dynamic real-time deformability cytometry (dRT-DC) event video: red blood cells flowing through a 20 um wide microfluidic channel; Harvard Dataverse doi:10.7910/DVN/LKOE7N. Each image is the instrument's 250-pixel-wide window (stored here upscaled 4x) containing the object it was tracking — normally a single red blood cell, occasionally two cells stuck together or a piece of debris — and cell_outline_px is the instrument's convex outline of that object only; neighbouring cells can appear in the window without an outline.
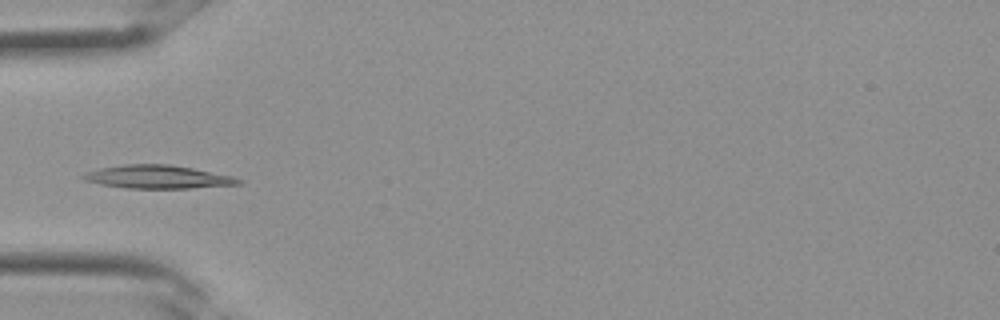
{"species": "Egyptian fruit bat (a non-hibernating species)", "species_latin": "Rousettus aegyptiacus", "temperature_condition": "room temperature", "stored_images_in_passage": 27, "camera_frame_rate_fps": 3000, "um_per_image_px": 0.085, "frame": {"image": 1, "passage_image": 6, "time_ms": 1.667, "image_size_px": [1000, 320], "cell_outline_px": [[244, 184], [188, 188], [124, 188], [100, 184], [84, 180], [80, 176], [88, 172], [100, 168], [124, 164], [168, 164], [192, 168], [232, 176], [244, 180]], "centroid_in_image_um": [13.43, 15.04], "position_along_channel_um": 71.6, "area_um2": 20.98}}
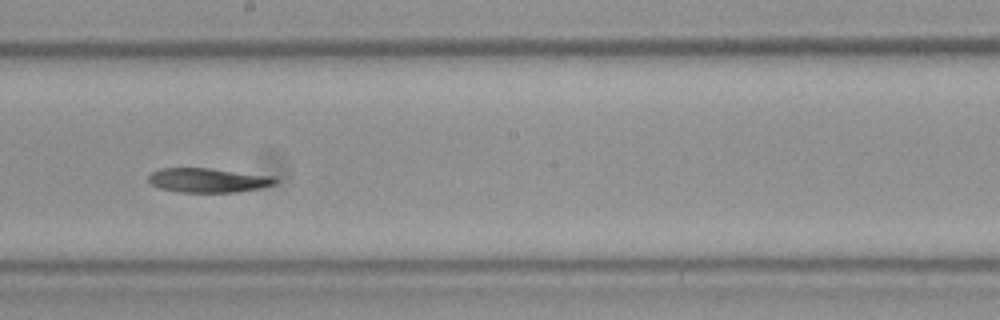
{"frame": {"image": 2, "passage_image": 14, "time_ms": 4.333, "image_size_px": [1000, 320], "cell_outline_px": [[276, 184], [260, 188], [236, 192], [180, 192], [160, 188], [152, 184], [148, 180], [148, 176], [152, 172], [160, 168], [208, 168], [276, 176]], "centroid_in_image_um": [17.71, 15.31], "position_along_channel_um": 230.5, "area_um2": 17.98}}
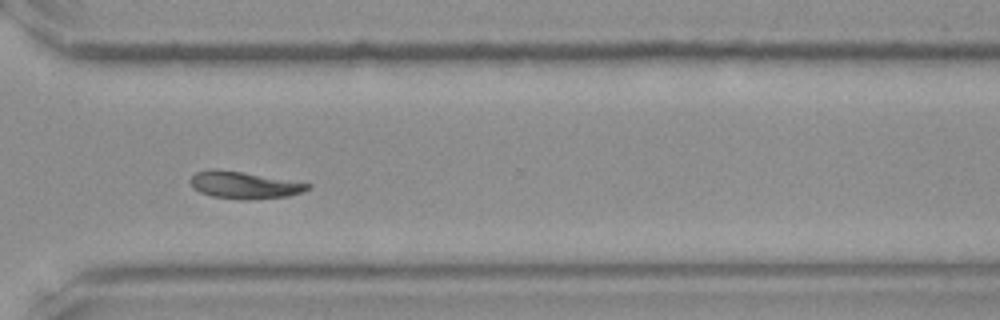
{"frame": {"image": 3, "passage_image": 20, "time_ms": 6.333, "image_size_px": [1000, 320], "cell_outline_px": [[312, 188], [288, 196], [248, 200], [240, 200], [212, 196], [200, 192], [192, 188], [188, 180], [196, 172], [212, 168], [216, 168], [244, 172], [312, 184]], "centroid_in_image_um": [20.71, 15.72], "position_along_channel_um": 349.9, "area_um2": 18.73}}